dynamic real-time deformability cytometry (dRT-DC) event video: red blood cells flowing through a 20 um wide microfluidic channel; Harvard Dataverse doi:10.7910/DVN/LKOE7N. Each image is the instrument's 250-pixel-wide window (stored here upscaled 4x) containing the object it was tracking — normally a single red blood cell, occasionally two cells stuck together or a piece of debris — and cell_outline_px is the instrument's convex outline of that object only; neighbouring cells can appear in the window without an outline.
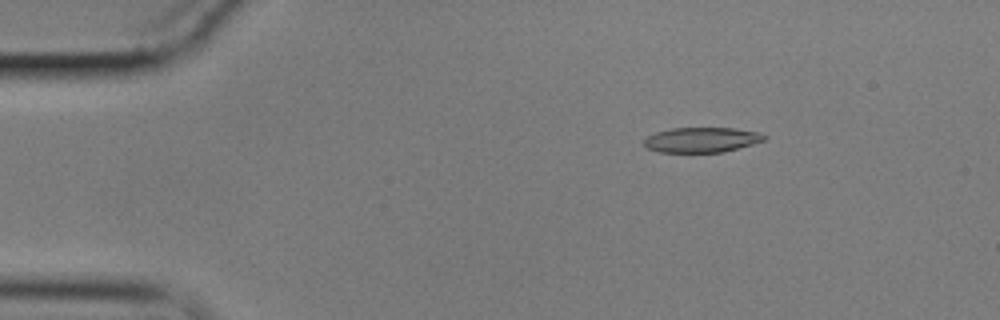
{"species": "common noctule bat (a hibernating species)", "species_latin": "Nyctalus noctula", "temperature_condition": "cold", "stored_images_in_passage": 54, "camera_frame_rate_fps": 3000, "um_per_image_px": 0.085, "animal": {"sex": "male", "body_mass_g": 17.9}, "frame": {"image": 1, "passage_image": 6, "time_ms": 1.667, "image_size_px": [1000, 320], "cell_outline_px": [[768, 136], [764, 140], [752, 144], [724, 152], [660, 152], [648, 148], [644, 144], [644, 140], [648, 136], [656, 132], [672, 128], [736, 128], [760, 132]], "centroid_in_image_um": [59.67, 11.88], "position_along_channel_um": 25.3, "area_um2": 17.51}}
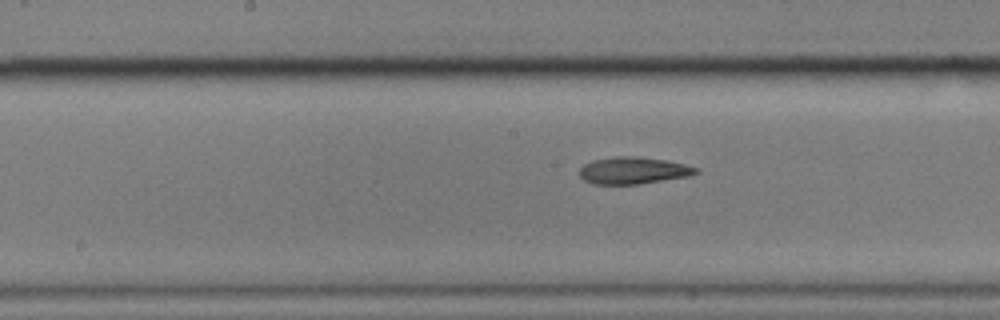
{"frame": {"image": 2, "passage_image": 26, "time_ms": 8.333, "image_size_px": [1000, 320], "cell_outline_px": [[700, 172], [692, 176], [640, 184], [592, 184], [584, 180], [580, 176], [580, 168], [584, 164], [592, 160], [616, 156], [636, 156], [668, 160], [700, 168]], "centroid_in_image_um": [53.88, 14.49], "position_along_channel_um": 194.3, "area_um2": 18.61}}
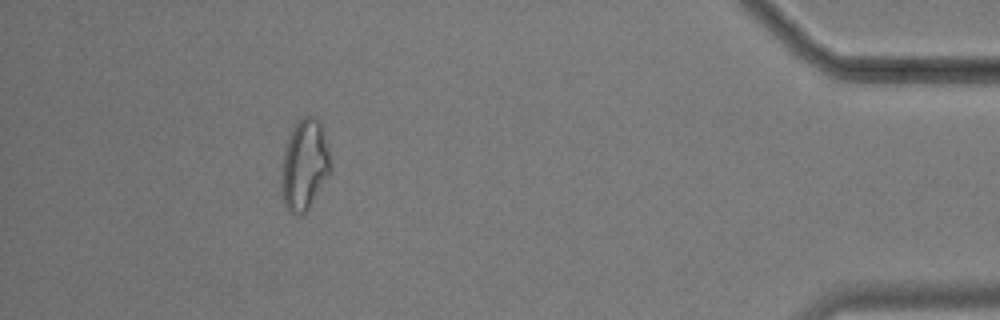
{"frame": {"image": 3, "passage_image": 49, "time_ms": 16.0, "image_size_px": [1000, 320], "cell_outline_px": [[332, 172], [308, 208], [300, 216], [296, 216], [288, 212], [284, 204], [280, 184], [284, 156], [288, 140], [296, 124], [304, 116], [316, 116], [320, 120], [328, 148], [332, 168]], "centroid_in_image_um": [25.91, 14.06], "position_along_channel_um": 409.3, "area_um2": 25.89}, "authors_computed_cell_mechanics": {"area_um2": 19.0451, "velocity_mm_per_s": 3.4996, "shape_relaxation_time_tau1_ms": 6.3064, "shape_relaxation_time_tau2_ms": 6.1405, "deformation_change_tau1": 0.156, "deformation_change_tau2": 0.1514}}